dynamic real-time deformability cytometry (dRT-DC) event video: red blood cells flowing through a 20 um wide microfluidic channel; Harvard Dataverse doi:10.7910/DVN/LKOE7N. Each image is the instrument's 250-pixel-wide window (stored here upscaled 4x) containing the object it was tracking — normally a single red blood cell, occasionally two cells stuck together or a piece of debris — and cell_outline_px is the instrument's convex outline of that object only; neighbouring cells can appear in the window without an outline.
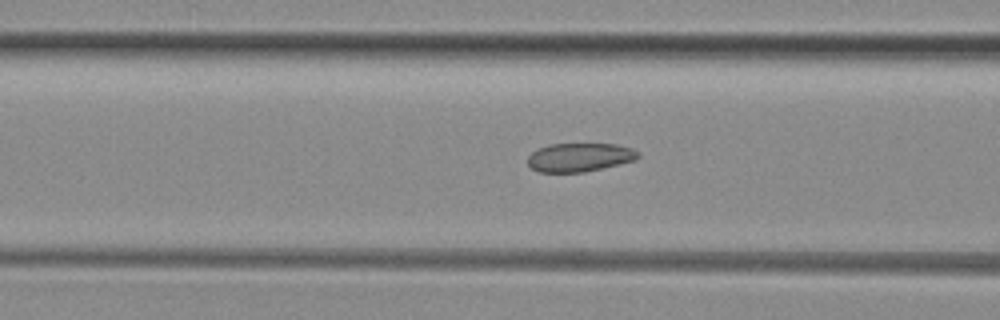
{"species": "common noctule bat (a hibernating species)", "species_latin": "Nyctalus noctula", "temperature_condition": "room temperature", "stored_images_in_passage": 18, "camera_frame_rate_fps": 3000, "um_per_image_px": 0.085, "animal": {"sex": "female", "body_mass_g": 29.2, "forearm_length_mm": 56.3}, "frame": {"image": 1, "passage_image": 16, "time_ms": 5.0, "image_size_px": [1000, 320], "cell_outline_px": [[640, 156], [636, 160], [584, 172], [540, 172], [532, 168], [528, 164], [528, 156], [532, 152], [548, 144], [616, 144], [632, 148], [640, 152]], "centroid_in_image_um": [49.29, 13.36], "position_along_channel_um": 117.3, "area_um2": 18.38}}